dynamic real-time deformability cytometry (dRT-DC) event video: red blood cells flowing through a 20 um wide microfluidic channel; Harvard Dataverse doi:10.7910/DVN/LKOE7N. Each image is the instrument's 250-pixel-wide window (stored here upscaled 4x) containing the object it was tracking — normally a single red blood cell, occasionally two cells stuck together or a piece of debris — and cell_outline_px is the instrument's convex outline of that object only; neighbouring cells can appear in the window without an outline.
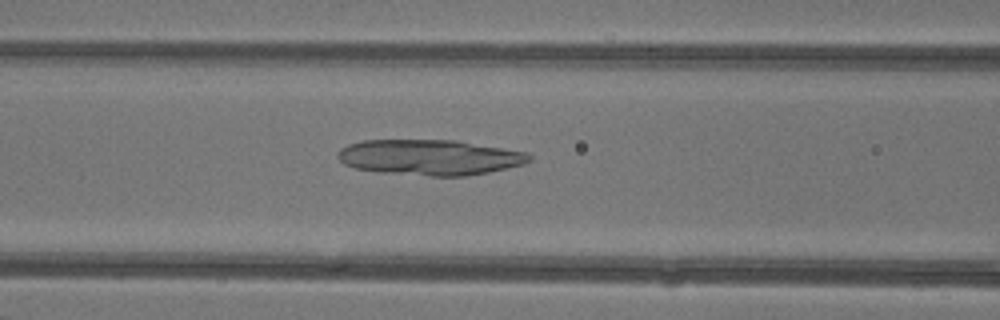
{"species": "common noctule bat (a hibernating species)", "species_latin": "Nyctalus noctula", "temperature_condition": "warm", "stored_images_in_passage": 48, "camera_frame_rate_fps": 3000, "um_per_image_px": 0.085, "animal": {"sex": "female"}, "frame": {"image": 1, "passage_image": 20, "time_ms": 6.333, "image_size_px": [1000, 320], "cell_outline_px": [[532, 160], [524, 164], [488, 172], [468, 176], [432, 176], [380, 172], [356, 168], [344, 164], [336, 156], [340, 148], [348, 144], [364, 140], [456, 140], [528, 152], [532, 156]], "centroid_in_image_um": [36.54, 13.37], "position_along_channel_um": 130.1, "area_um2": 39.77}}
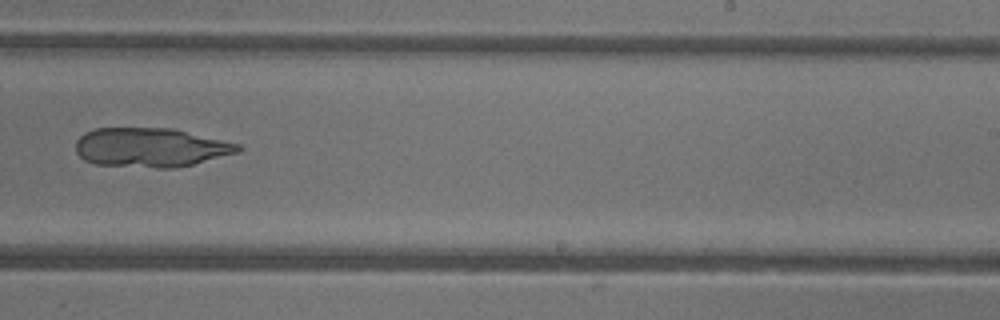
{"frame": {"image": 2, "passage_image": 30, "time_ms": 9.667, "image_size_px": [1000, 320], "cell_outline_px": [[240, 148], [236, 152], [192, 164], [176, 168], [156, 168], [96, 164], [84, 160], [76, 152], [76, 140], [84, 132], [96, 128], [172, 128], [240, 144]], "centroid_in_image_um": [12.74, 12.53], "position_along_channel_um": 276.3, "area_um2": 36.82}}
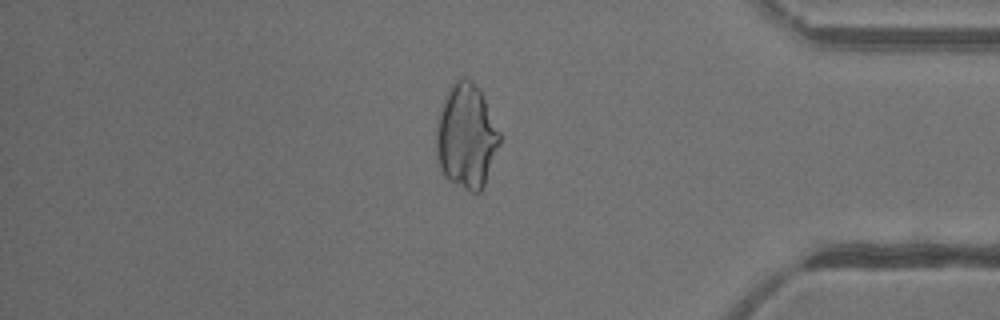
{"frame": {"image": 3, "passage_image": 40, "time_ms": 13.0, "image_size_px": [1000, 320], "cell_outline_px": [[500, 144], [484, 184], [480, 192], [472, 192], [452, 180], [440, 168], [436, 156], [436, 124], [440, 108], [444, 96], [452, 84], [460, 76], [464, 76], [472, 80], [480, 88], [484, 96], [500, 132]], "centroid_in_image_um": [39.64, 11.5], "position_along_channel_um": 395.6, "area_um2": 38.61}}